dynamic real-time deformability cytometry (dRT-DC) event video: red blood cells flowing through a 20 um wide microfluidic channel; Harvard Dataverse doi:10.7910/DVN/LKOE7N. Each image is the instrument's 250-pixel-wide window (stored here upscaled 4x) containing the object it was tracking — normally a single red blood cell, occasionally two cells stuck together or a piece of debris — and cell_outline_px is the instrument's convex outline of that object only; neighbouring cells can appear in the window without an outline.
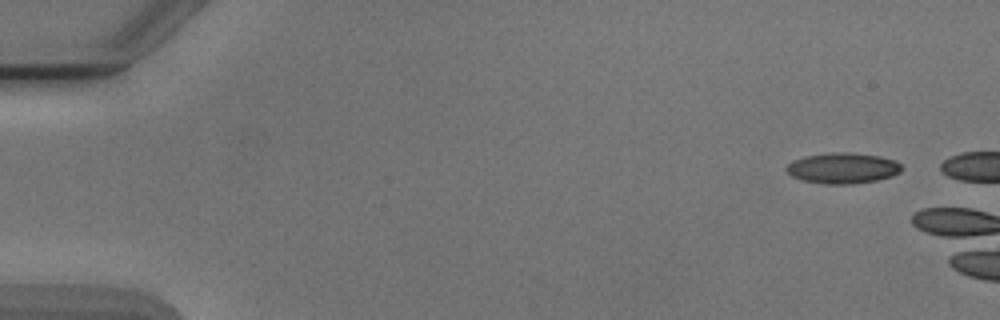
{"species": "Egyptian fruit bat (a non-hibernating species)", "species_latin": "Rousettus aegyptiacus", "temperature_condition": "cold", "stored_images_in_passage": 4, "segment_of_instrument_passage": [2, 2], "camera_frame_rate_fps": 3000, "um_per_image_px": 0.085, "animal": {"sex": "male"}, "frame": {"image": 1, "passage_image": 4, "time_ms": 3.667, "image_size_px": [1000, 320], "cell_outline_px": [[904, 168], [900, 172], [892, 176], [876, 180], [852, 184], [824, 184], [800, 180], [792, 176], [784, 168], [792, 160], [808, 156], [832, 152], [848, 152], [880, 156], [896, 160]], "centroid_in_image_um": [71.64, 14.29], "position_along_channel_um": 13.4, "area_um2": 20.75}}